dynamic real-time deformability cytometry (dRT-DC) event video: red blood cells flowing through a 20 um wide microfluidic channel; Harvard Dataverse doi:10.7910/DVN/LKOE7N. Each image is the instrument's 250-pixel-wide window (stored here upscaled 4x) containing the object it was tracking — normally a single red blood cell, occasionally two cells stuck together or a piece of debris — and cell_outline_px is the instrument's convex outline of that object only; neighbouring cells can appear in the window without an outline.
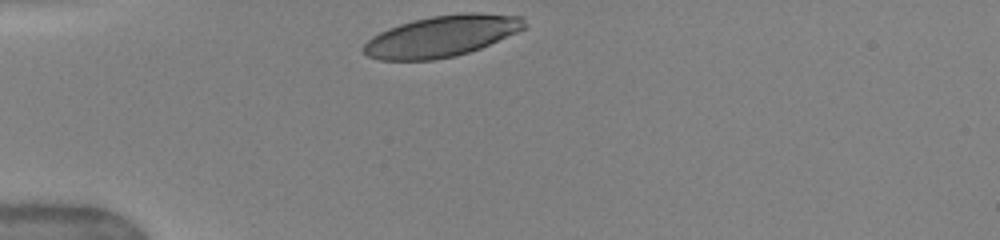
{"species": "human", "species_latin": "Homo sapiens", "temperature_condition": "warm", "stored_images_in_passage": 9, "camera_frame_rate_fps": 3000, "um_per_image_px": 0.085, "donor": {"sex": "female"}, "frame": {"image": 1, "passage_image": 1, "time_ms": 0.0, "image_size_px": [1000, 240], "cell_outline_px": [[528, 24], [524, 28], [516, 32], [480, 48], [456, 56], [436, 60], [380, 60], [368, 56], [360, 48], [372, 36], [388, 28], [412, 20], [432, 16], [464, 12], [480, 12], [524, 16]], "centroid_in_image_um": [37.55, 3.06], "position_along_channel_um": 47.4, "area_um2": 38.84}}